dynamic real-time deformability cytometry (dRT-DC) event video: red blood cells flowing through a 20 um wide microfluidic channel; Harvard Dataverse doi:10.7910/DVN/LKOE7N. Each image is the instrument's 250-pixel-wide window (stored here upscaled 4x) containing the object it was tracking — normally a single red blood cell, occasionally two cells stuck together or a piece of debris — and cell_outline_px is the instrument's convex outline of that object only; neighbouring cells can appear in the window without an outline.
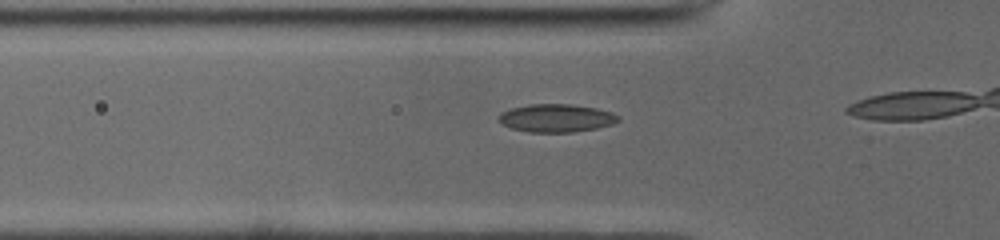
{"species": "common noctule bat (a hibernating species)", "species_latin": "Nyctalus noctula", "temperature_condition": "cold", "stored_images_in_passage": 14, "camera_frame_rate_fps": 3000, "um_per_image_px": 0.085, "animal": {"sex": "male", "body_mass_g": 19.0, "forearm_length_mm": 50.8}, "frame": {"image": 1, "passage_image": 10, "time_ms": 3.0, "image_size_px": [1000, 240], "cell_outline_px": [[620, 120], [612, 124], [596, 128], [572, 132], [528, 132], [512, 128], [504, 124], [496, 116], [500, 112], [512, 108], [528, 104], [572, 104], [596, 108], [612, 112], [620, 116]], "centroid_in_image_um": [47.29, 10.03], "position_along_channel_um": 78.5, "area_um2": 19.54}}